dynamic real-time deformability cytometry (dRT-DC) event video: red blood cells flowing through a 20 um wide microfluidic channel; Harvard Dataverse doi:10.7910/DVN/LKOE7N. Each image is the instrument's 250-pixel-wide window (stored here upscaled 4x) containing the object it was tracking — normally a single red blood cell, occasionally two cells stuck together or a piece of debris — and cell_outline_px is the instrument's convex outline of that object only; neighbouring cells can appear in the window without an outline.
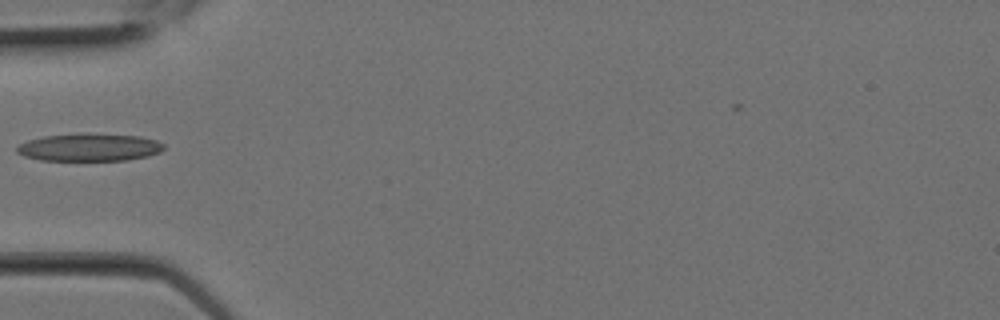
{"species": "Egyptian fruit bat (a non-hibernating species)", "species_latin": "Rousettus aegyptiacus", "temperature_condition": "room temperature", "stored_images_in_passage": 3, "camera_frame_rate_fps": 3000, "um_per_image_px": 0.085, "animal": {"sex": "female"}, "frame": {"image": 1, "passage_image": 1, "time_ms": 0.0, "image_size_px": [1000, 320], "cell_outline_px": [[164, 148], [160, 152], [148, 156], [128, 160], [40, 160], [24, 156], [16, 152], [16, 148], [20, 144], [28, 140], [44, 136], [140, 136], [156, 140], [164, 144]], "centroid_in_image_um": [7.6, 12.57], "position_along_channel_um": 77.4, "area_um2": 22.54}}
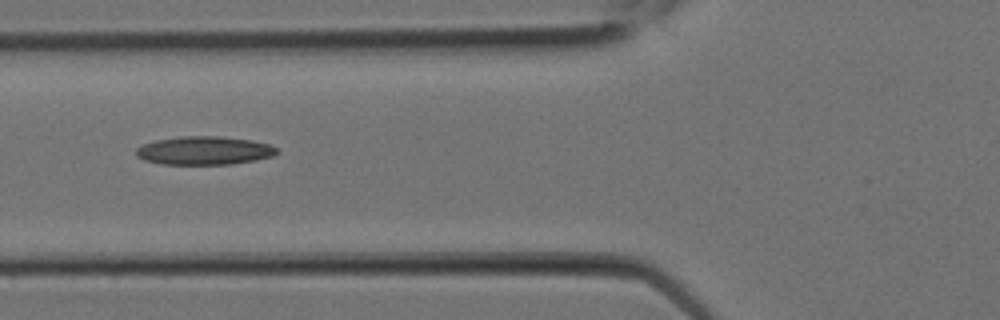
{"frame": {"image": 2, "passage_image": 2, "time_ms": 0.333, "image_size_px": [1000, 320], "cell_outline_px": [[280, 152], [272, 156], [256, 160], [232, 164], [160, 164], [144, 160], [136, 156], [136, 148], [144, 144], [156, 140], [180, 136], [220, 136], [252, 140], [268, 144], [276, 148]], "centroid_in_image_um": [17.36, 12.8], "position_along_channel_um": 108.4, "area_um2": 23.35}}
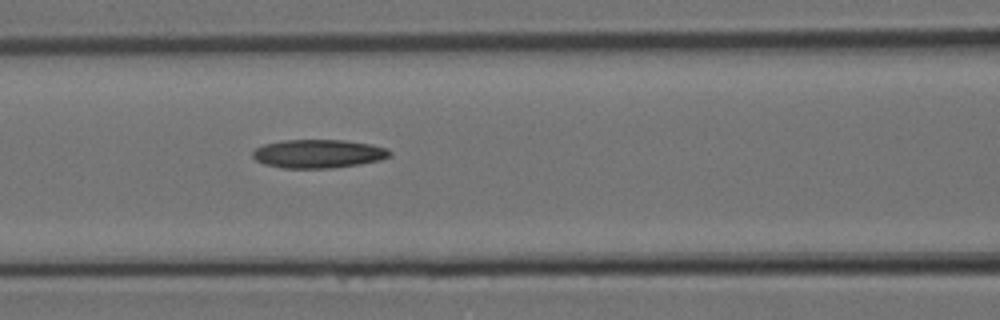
{"frame": {"image": 3, "passage_image": 3, "time_ms": 0.667, "image_size_px": [1000, 320], "cell_outline_px": [[392, 156], [380, 160], [360, 164], [332, 168], [284, 168], [264, 164], [256, 160], [252, 156], [252, 152], [256, 148], [264, 144], [284, 140], [344, 140], [372, 144], [388, 148], [392, 152]], "centroid_in_image_um": [27.09, 13.06], "position_along_channel_um": 139.5, "area_um2": 22.95}}